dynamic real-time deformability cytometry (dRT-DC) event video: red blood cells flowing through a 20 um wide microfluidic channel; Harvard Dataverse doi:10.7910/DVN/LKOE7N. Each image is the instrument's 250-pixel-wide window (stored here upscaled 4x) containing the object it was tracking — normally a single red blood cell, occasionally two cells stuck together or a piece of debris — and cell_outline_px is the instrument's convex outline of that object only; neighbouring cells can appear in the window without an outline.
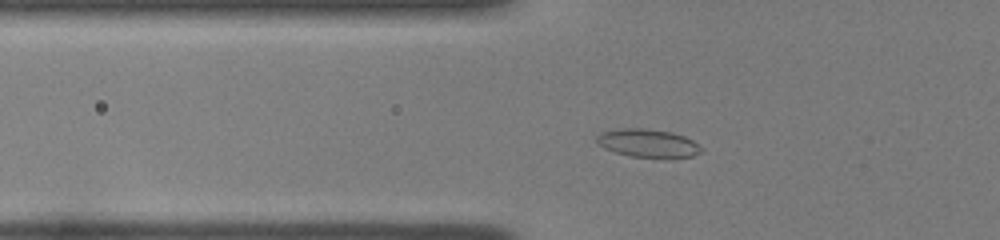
{"species": "common noctule bat (a hibernating species)", "species_latin": "Nyctalus noctula", "temperature_condition": "room temperature", "stored_images_in_passage": 34, "camera_frame_rate_fps": 3000, "um_per_image_px": 0.085, "animal": {"sex": "female", "body_mass_g": 22.0, "forearm_length_mm": 56.7}, "frame": {"image": 1, "passage_image": 2, "time_ms": 0.333, "image_size_px": [1000, 240], "cell_outline_px": [[704, 152], [692, 156], [672, 160], [632, 156], [616, 152], [604, 148], [596, 144], [596, 136], [600, 132], [624, 128], [648, 128], [672, 132], [684, 136], [692, 140], [704, 148]], "centroid_in_image_um": [55.14, 12.2], "position_along_channel_um": 70.7, "area_um2": 17.86}}
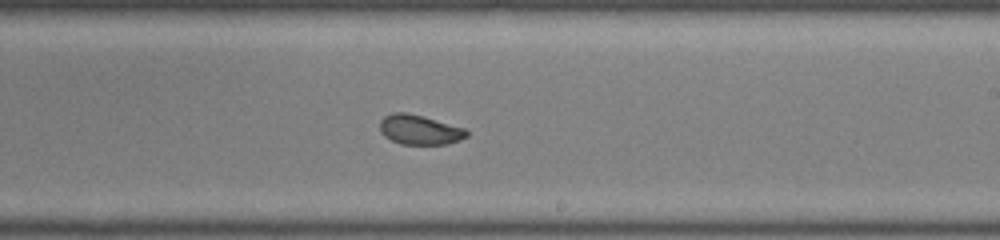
{"frame": {"image": 2, "passage_image": 16, "time_ms": 5.0, "image_size_px": [1000, 240], "cell_outline_px": [[468, 136], [460, 140], [448, 144], [400, 144], [384, 136], [380, 132], [380, 120], [384, 116], [392, 112], [408, 112], [424, 116], [464, 128], [468, 132]], "centroid_in_image_um": [35.65, 11.02], "position_along_channel_um": 253.4, "area_um2": 15.14}}
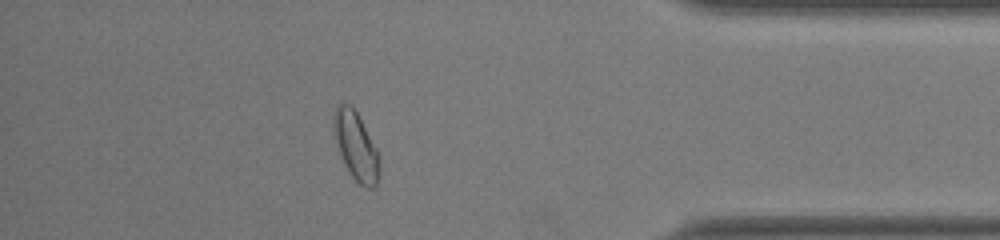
{"frame": {"image": 3, "passage_image": 29, "time_ms": 9.333, "image_size_px": [1000, 240], "cell_outline_px": [[380, 168], [376, 184], [372, 188], [368, 188], [360, 184], [352, 176], [344, 164], [340, 156], [332, 124], [332, 116], [336, 108], [340, 104], [348, 104], [356, 112], [380, 152]], "centroid_in_image_um": [30.27, 12.43], "position_along_channel_um": 404.9, "area_um2": 18.15}, "authors_computed_cell_mechanics": {"area_um2": 15.8083, "velocity_mm_per_s": 4.0075, "shape_relaxation_time_tau1_ms": null, "shape_relaxation_time_tau2_ms": 0.7904, "deformation_change_tau1": null, "deformation_change_tau2": 0.0483}}